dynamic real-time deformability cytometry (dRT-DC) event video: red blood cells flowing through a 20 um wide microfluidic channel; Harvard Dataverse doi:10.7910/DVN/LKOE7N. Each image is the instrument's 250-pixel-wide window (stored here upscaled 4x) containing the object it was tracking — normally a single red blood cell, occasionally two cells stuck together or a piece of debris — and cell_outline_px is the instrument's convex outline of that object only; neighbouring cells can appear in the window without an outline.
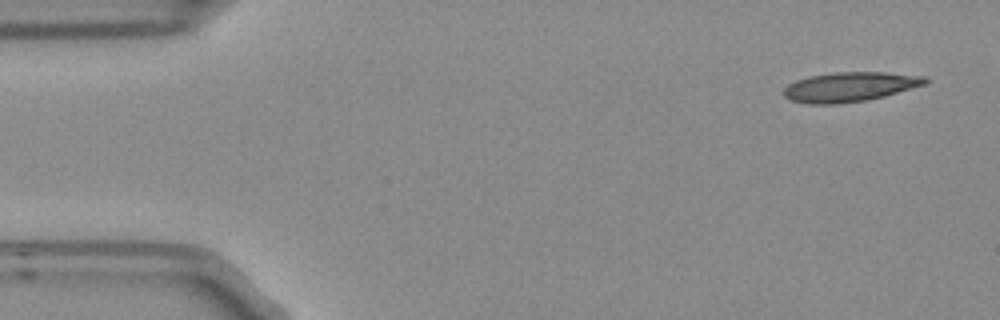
{"species": "Egyptian fruit bat (a non-hibernating species)", "species_latin": "Rousettus aegyptiacus", "temperature_condition": "room temperature", "stored_images_in_passage": 5, "camera_frame_rate_fps": 3000, "um_per_image_px": 0.085, "frame": {"image": 1, "passage_image": 1, "time_ms": 0.0, "image_size_px": [1000, 320], "cell_outline_px": [[928, 80], [924, 84], [884, 96], [868, 100], [836, 104], [808, 104], [788, 100], [784, 96], [784, 88], [788, 84], [796, 80], [808, 76], [836, 72], [884, 72], [924, 76]], "centroid_in_image_um": [72.17, 7.39], "position_along_channel_um": 12.8, "area_um2": 24.33}}